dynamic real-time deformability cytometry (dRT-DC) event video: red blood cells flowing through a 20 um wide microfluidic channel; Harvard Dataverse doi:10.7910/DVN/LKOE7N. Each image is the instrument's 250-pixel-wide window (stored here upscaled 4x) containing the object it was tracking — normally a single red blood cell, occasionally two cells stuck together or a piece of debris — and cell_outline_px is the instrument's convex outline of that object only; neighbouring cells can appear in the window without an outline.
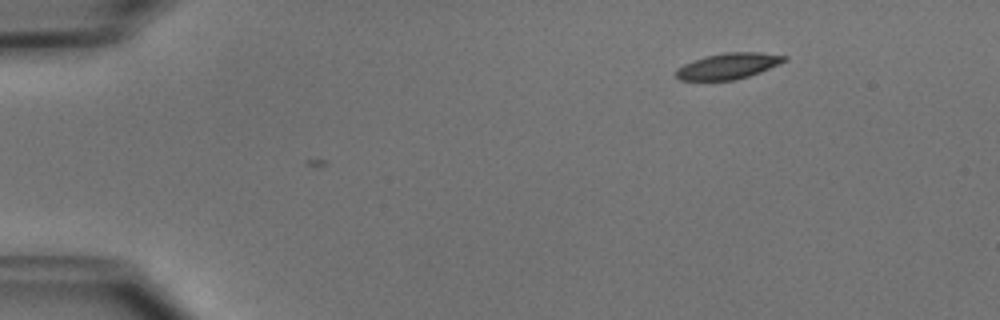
{"species": "common noctule bat (a hibernating species)", "species_latin": "Nyctalus noctula", "temperature_condition": "cold", "stored_images_in_passage": 3, "camera_frame_rate_fps": 3000, "um_per_image_px": 0.085, "animal": {"sex": "male", "body_mass_g": 15.6}, "frame": {"image": 1, "passage_image": 3, "time_ms": 0.667, "image_size_px": [1000, 320], "cell_outline_px": [[788, 60], [760, 72], [736, 80], [680, 80], [676, 76], [676, 68], [684, 64], [708, 56], [724, 52], [760, 52], [788, 56]], "centroid_in_image_um": [61.93, 5.61], "position_along_channel_um": 23.1, "area_um2": 16.24}}